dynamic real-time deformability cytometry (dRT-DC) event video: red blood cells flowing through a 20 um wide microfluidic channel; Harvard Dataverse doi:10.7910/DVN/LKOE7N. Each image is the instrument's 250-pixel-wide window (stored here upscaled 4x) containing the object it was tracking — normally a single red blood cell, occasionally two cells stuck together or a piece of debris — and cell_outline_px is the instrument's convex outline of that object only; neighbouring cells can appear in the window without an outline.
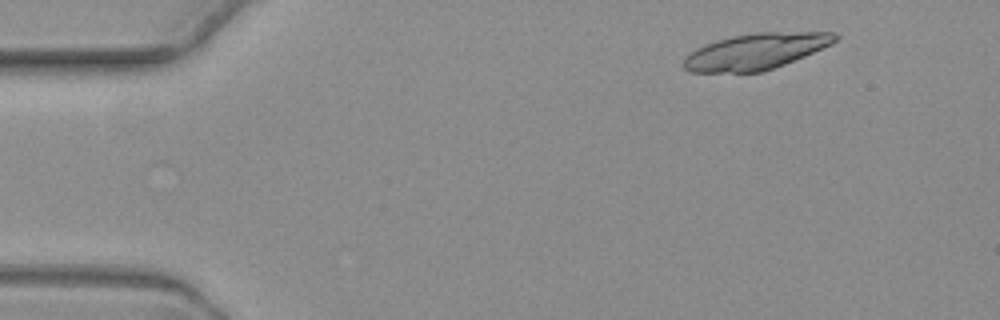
{"species": "common noctule bat (a hibernating species)", "species_latin": "Nyctalus noctula", "temperature_condition": "warm", "stored_images_in_passage": 6, "camera_frame_rate_fps": 3000, "um_per_image_px": 0.085, "animal": {"sex": "female", "body_mass_g": 19.3, "forearm_length_mm": 54.1}, "frame": {"image": 1, "passage_image": 2, "time_ms": 1.333, "image_size_px": [1000, 320], "cell_outline_px": [[840, 36], [832, 44], [804, 56], [764, 72], [688, 72], [684, 68], [684, 60], [696, 48], [704, 44], [716, 40], [732, 36], [756, 32], [836, 32]], "centroid_in_image_um": [64.26, 4.36], "position_along_channel_um": 20.7, "area_um2": 31.73}}